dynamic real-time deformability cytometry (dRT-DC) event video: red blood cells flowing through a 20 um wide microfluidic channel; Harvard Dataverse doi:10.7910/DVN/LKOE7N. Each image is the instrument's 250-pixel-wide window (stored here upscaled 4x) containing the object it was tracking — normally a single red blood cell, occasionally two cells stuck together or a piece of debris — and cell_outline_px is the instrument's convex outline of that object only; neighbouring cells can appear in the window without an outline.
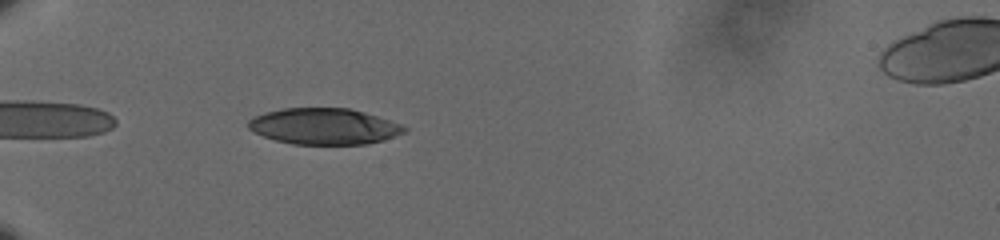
{"species": "human", "species_latin": "Homo sapiens", "temperature_condition": "cold", "stored_images_in_passage": 42, "camera_frame_rate_fps": 3000, "um_per_image_px": 0.085, "donor": {"sex": "male"}, "frame": {"image": 1, "passage_image": 3, "time_ms": 0.667, "image_size_px": [1000, 240], "cell_outline_px": [[408, 128], [404, 132], [384, 140], [368, 144], [292, 144], [276, 140], [264, 136], [248, 128], [248, 120], [252, 116], [264, 112], [284, 108], [348, 108], [364, 112], [400, 124]], "centroid_in_image_um": [27.52, 10.74], "position_along_channel_um": 57.5, "area_um2": 32.71}}
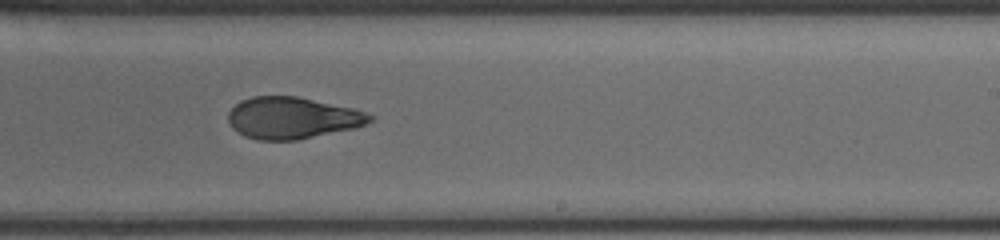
{"frame": {"image": 2, "passage_image": 22, "time_ms": 7.0, "image_size_px": [1000, 240], "cell_outline_px": [[376, 116], [372, 120], [356, 128], [296, 140], [256, 140], [244, 136], [232, 128], [228, 120], [228, 112], [240, 100], [252, 96], [296, 96], [356, 108]], "centroid_in_image_um": [24.86, 10.02], "position_along_channel_um": 264.1, "area_um2": 34.68}}
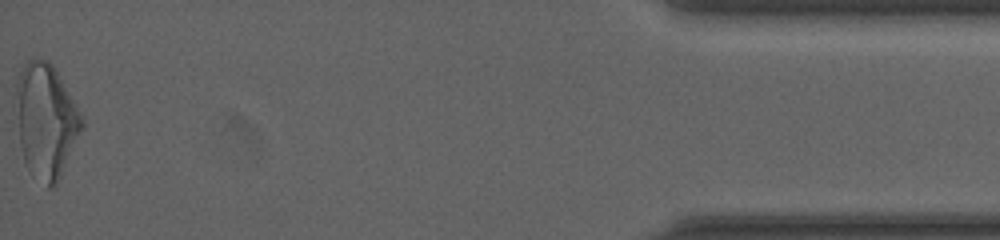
{"frame": {"image": 3, "passage_image": 42, "time_ms": 13.667, "image_size_px": [1000, 240], "cell_outline_px": [[84, 128], [56, 184], [52, 188], [48, 188], [28, 168], [24, 160], [20, 144], [16, 88], [16, 80], [24, 64], [32, 56], [48, 60], [52, 64], [84, 120]], "centroid_in_image_um": [3.92, 10.23], "position_along_channel_um": 431.3, "area_um2": 43.18}, "authors_computed_cell_mechanics": {"area_um2": 34.9112, "velocity_mm_per_s": 3.619, "shape_relaxation_time_tau1_ms": 5.8095, "shape_relaxation_time_tau2_ms": 2.7511, "deformation_change_tau1": 0.1624, "deformation_change_tau2": 0.0872}}